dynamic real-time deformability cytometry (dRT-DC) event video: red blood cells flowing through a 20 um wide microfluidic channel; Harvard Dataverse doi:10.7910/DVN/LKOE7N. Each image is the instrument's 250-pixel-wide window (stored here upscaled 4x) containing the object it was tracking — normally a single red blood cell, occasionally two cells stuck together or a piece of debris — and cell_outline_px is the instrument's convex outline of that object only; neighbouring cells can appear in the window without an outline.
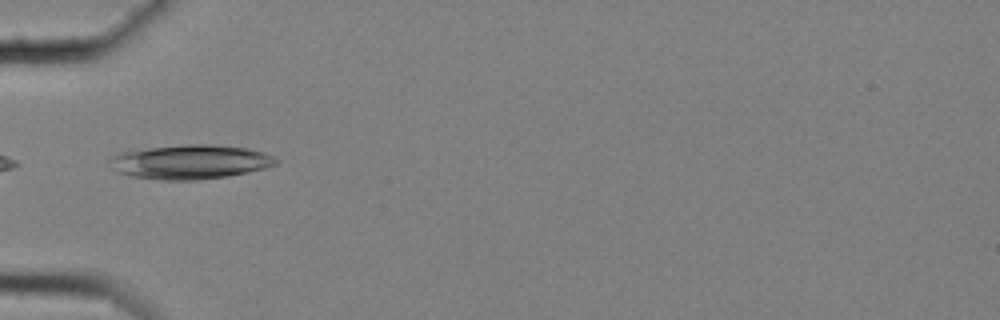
{"species": "common noctule bat (a hibernating species)", "species_latin": "Nyctalus noctula", "temperature_condition": "cold", "stored_images_in_passage": 38, "camera_frame_rate_fps": 3000, "um_per_image_px": 0.085, "animal": {"sex": "female", "body_mass_g": 25.1}, "frame": {"image": 1, "passage_image": 1, "time_ms": 0.0, "image_size_px": [1000, 320], "cell_outline_px": [[280, 160], [276, 164], [264, 168], [248, 172], [228, 176], [196, 180], [160, 180], [132, 176], [116, 172], [112, 168], [108, 160], [112, 156], [120, 152], [148, 148], [188, 144], [212, 144], [248, 148], [264, 152]], "centroid_in_image_um": [16.16, 13.76], "position_along_channel_um": 68.8, "area_um2": 33.29}}
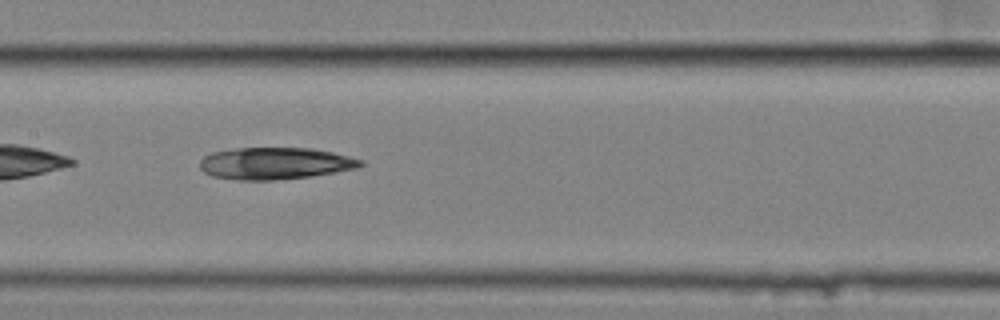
{"frame": {"image": 2, "passage_image": 11, "time_ms": 3.333, "image_size_px": [1000, 320], "cell_outline_px": [[364, 164], [356, 168], [336, 172], [312, 176], [272, 180], [240, 180], [212, 176], [204, 172], [200, 168], [200, 160], [204, 156], [212, 152], [236, 148], [312, 148], [332, 152], [364, 160]], "centroid_in_image_um": [23.38, 13.88], "position_along_channel_um": 184.0, "area_um2": 29.88}}
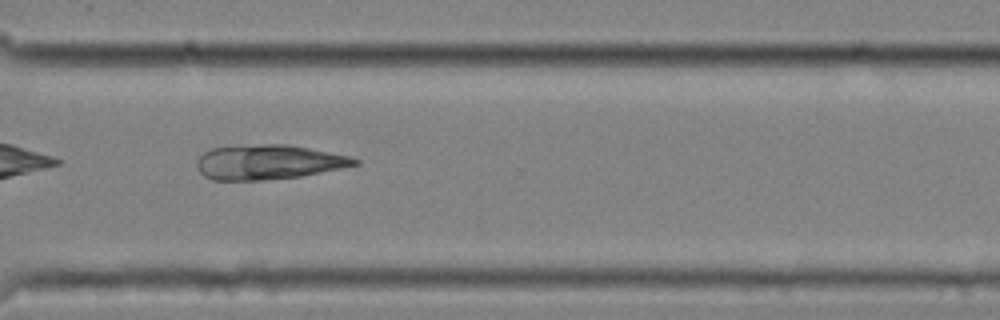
{"frame": {"image": 3, "passage_image": 25, "time_ms": 8.0, "image_size_px": [1000, 320], "cell_outline_px": [[360, 164], [300, 176], [260, 180], [212, 180], [204, 176], [200, 172], [196, 164], [196, 160], [204, 152], [212, 148], [260, 144], [288, 144], [348, 156], [360, 160]], "centroid_in_image_um": [22.78, 13.78], "position_along_channel_um": 347.8, "area_um2": 31.56}}